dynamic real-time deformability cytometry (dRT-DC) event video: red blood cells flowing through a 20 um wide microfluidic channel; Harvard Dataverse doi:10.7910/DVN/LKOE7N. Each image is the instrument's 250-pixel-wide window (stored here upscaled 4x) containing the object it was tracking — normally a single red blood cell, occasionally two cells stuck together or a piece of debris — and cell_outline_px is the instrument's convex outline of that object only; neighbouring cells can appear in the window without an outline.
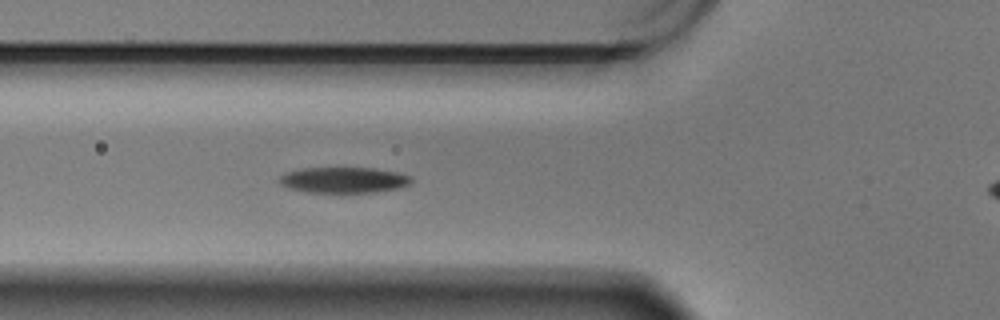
{"species": "Egyptian fruit bat (a non-hibernating species)", "species_latin": "Rousettus aegyptiacus", "temperature_condition": "warm", "stored_images_in_passage": 60, "camera_frame_rate_fps": 3000, "um_per_image_px": 0.085, "animal": {"sex": "male"}, "frame": {"image": 1, "passage_image": 21, "time_ms": 6.667, "image_size_px": [1000, 320], "cell_outline_px": [[412, 180], [408, 184], [396, 188], [376, 192], [308, 192], [288, 188], [280, 184], [276, 180], [280, 176], [288, 172], [300, 168], [372, 168], [396, 172], [412, 176]], "centroid_in_image_um": [29.17, 15.3], "position_along_channel_um": 96.6, "area_um2": 19.71}}
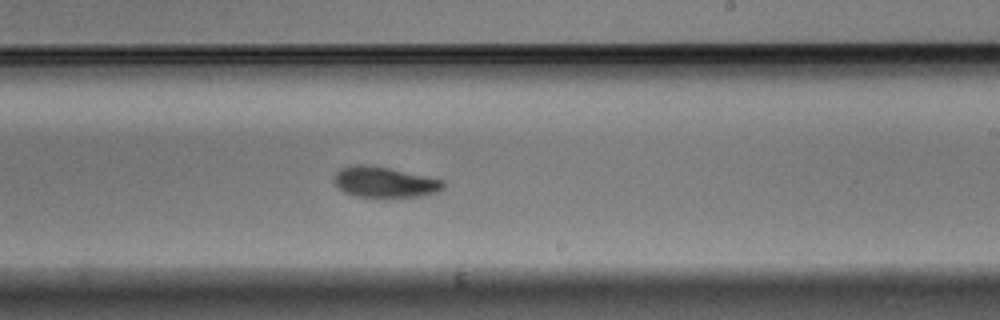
{"frame": {"image": 2, "passage_image": 35, "time_ms": 11.333, "image_size_px": [1000, 320], "cell_outline_px": [[444, 188], [436, 192], [420, 196], [356, 196], [344, 192], [332, 180], [332, 176], [340, 168], [352, 164], [364, 164], [388, 168], [444, 180]], "centroid_in_image_um": [32.64, 15.46], "position_along_channel_um": 256.4, "area_um2": 19.25}}
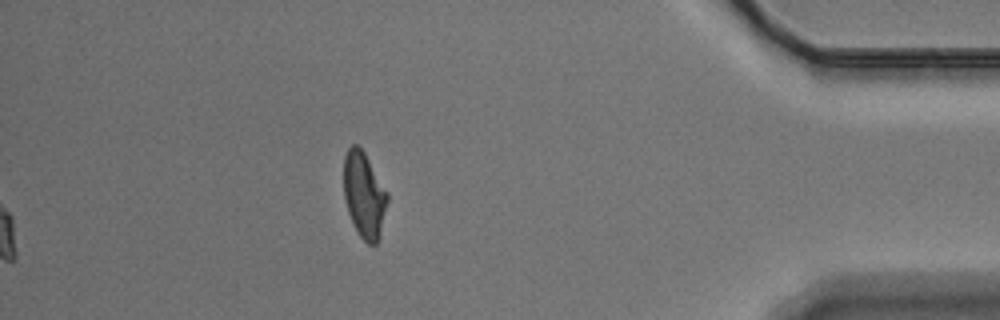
{"frame": {"image": 3, "passage_image": 60, "time_ms": 19.667, "image_size_px": [1000, 320], "cell_outline_px": [[388, 200], [380, 236], [376, 244], [368, 244], [356, 232], [348, 212], [344, 196], [344, 156], [348, 148], [352, 144], [356, 144], [364, 152], [388, 192]], "centroid_in_image_um": [30.95, 16.58], "position_along_channel_um": 404.2, "area_um2": 21.85}, "authors_computed_cell_mechanics": {"area_um2": 20.7791, "velocity_mm_per_s": 3.4207, "shape_relaxation_time_tau1_ms": 3.9309, "shape_relaxation_time_tau2_ms": 3.5496, "deformation_change_tau1": 0.1409, "deformation_change_tau2": 0.0887}}